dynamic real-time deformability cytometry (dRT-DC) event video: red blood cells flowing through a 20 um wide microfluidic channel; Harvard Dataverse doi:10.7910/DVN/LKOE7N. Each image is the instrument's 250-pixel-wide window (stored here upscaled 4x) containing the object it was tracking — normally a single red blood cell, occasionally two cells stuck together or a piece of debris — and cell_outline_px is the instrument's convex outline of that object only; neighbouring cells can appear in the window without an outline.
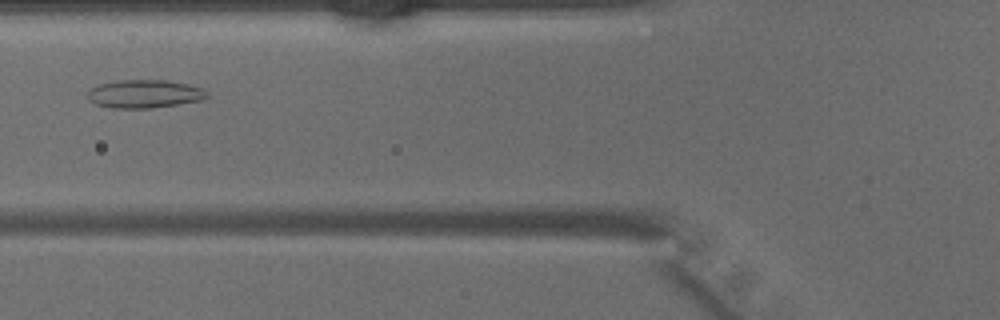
{"species": "common noctule bat (a hibernating species)", "species_latin": "Nyctalus noctula", "temperature_condition": "warm", "stored_images_in_passage": 27, "camera_frame_rate_fps": 3000, "um_per_image_px": 0.085, "animal": {"sex": "male", "body_mass_g": 15.6}, "frame": {"image": 1, "passage_image": 5, "time_ms": 1.333, "image_size_px": [1000, 320], "cell_outline_px": [[208, 96], [204, 100], [152, 108], [112, 108], [96, 104], [88, 100], [88, 92], [92, 88], [100, 84], [120, 80], [168, 80], [188, 84], [204, 88], [208, 92]], "centroid_in_image_um": [12.33, 7.98], "position_along_channel_um": 113.5, "area_um2": 19.71}}
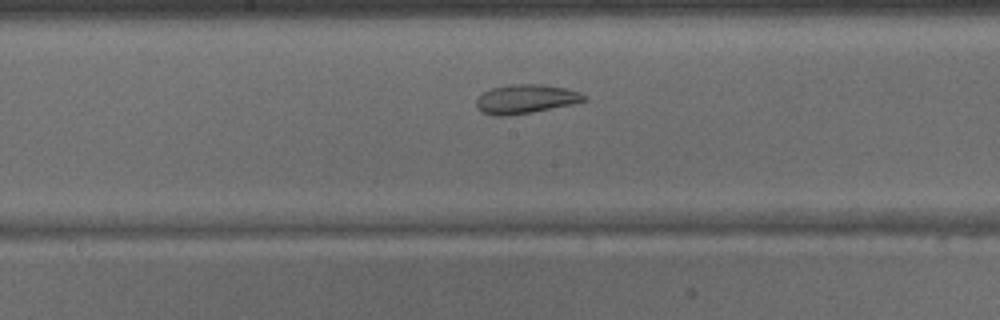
{"frame": {"image": 2, "passage_image": 11, "time_ms": 3.333, "image_size_px": [1000, 320], "cell_outline_px": [[588, 100], [572, 104], [508, 116], [492, 116], [480, 112], [476, 104], [476, 100], [484, 92], [492, 88], [512, 84], [540, 84], [568, 88], [580, 92], [588, 96]], "centroid_in_image_um": [44.7, 8.41], "position_along_channel_um": 203.5, "area_um2": 18.26}}
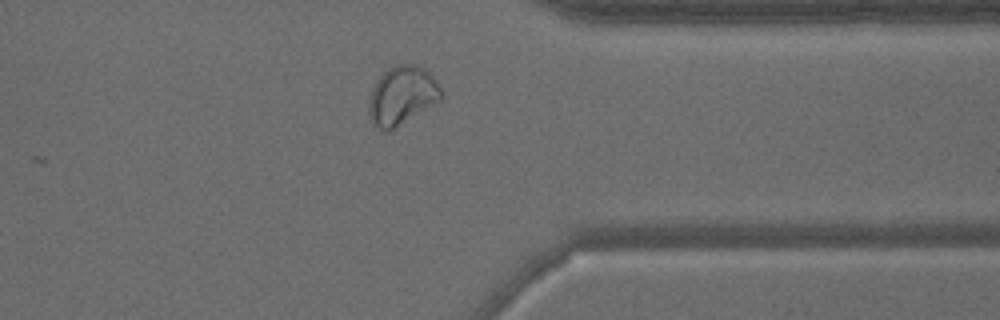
{"frame": {"image": 3, "passage_image": 23, "time_ms": 7.333, "image_size_px": [1000, 320], "cell_outline_px": [[444, 96], [440, 100], [388, 132], [384, 132], [372, 120], [368, 112], [368, 104], [372, 88], [376, 80], [388, 68], [396, 64], [416, 64], [424, 68], [436, 80]], "centroid_in_image_um": [34.17, 8.1], "position_along_channel_um": 377.2, "area_um2": 24.51}}